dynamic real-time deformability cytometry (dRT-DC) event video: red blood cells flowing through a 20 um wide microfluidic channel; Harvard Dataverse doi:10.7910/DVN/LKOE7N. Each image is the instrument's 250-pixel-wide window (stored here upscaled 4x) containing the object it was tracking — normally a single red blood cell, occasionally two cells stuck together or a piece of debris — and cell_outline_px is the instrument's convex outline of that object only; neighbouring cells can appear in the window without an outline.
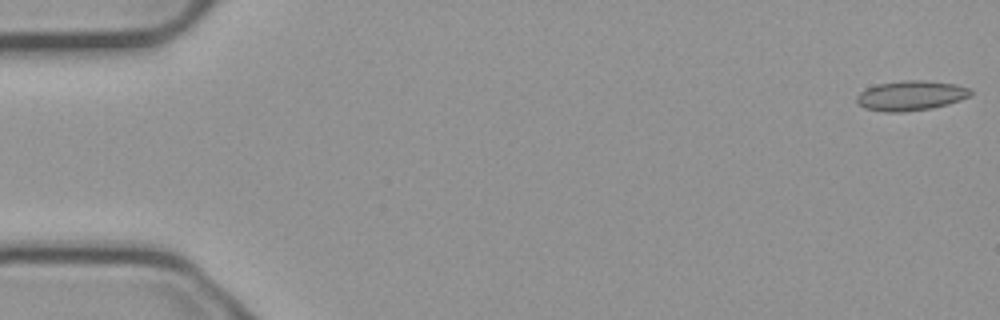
{"species": "common noctule bat (a hibernating species)", "species_latin": "Nyctalus noctula", "temperature_condition": "cold", "stored_images_in_passage": 55, "camera_frame_rate_fps": 3000, "um_per_image_px": 0.085, "animal": {"sex": "male", "body_mass_g": 23.1, "forearm_length_mm": 52.7}, "frame": {"image": 1, "passage_image": 1, "time_ms": 0.0, "image_size_px": [1000, 320], "cell_outline_px": [[972, 92], [968, 96], [960, 100], [948, 104], [932, 108], [900, 112], [884, 112], [864, 108], [856, 100], [856, 96], [860, 92], [876, 84], [904, 80], [920, 80], [956, 84], [968, 88]], "centroid_in_image_um": [77.4, 8.13], "position_along_channel_um": 7.6, "area_um2": 19.65}}
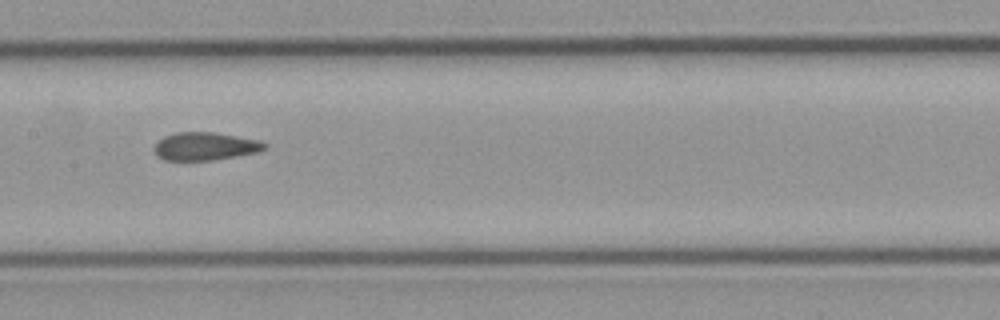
{"frame": {"image": 2, "passage_image": 27, "time_ms": 8.667, "image_size_px": [1000, 320], "cell_outline_px": [[268, 148], [260, 152], [212, 160], [164, 160], [156, 156], [152, 148], [164, 136], [176, 132], [212, 132], [260, 140], [268, 144]], "centroid_in_image_um": [17.45, 12.44], "position_along_channel_um": 189.9, "area_um2": 18.15}}
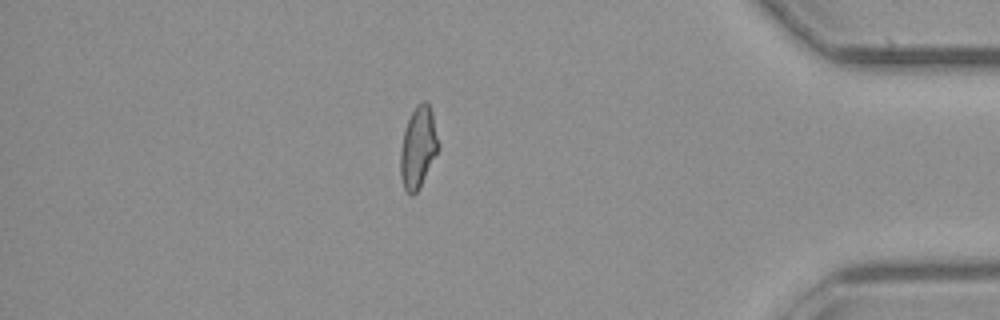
{"frame": {"image": 3, "passage_image": 47, "time_ms": 15.333, "image_size_px": [1000, 320], "cell_outline_px": [[440, 148], [420, 188], [412, 196], [404, 188], [400, 176], [400, 148], [404, 128], [416, 104], [424, 100], [428, 100], [432, 112], [440, 144]], "centroid_in_image_um": [35.55, 12.51], "position_along_channel_um": 399.6, "area_um2": 18.44}, "authors_computed_cell_mechanics": {"area_um2": 18.6116, "velocity_mm_per_s": 3.7535, "shape_relaxation_time_tau1_ms": null, "shape_relaxation_time_tau2_ms": 1.6153, "deformation_change_tau1": null, "deformation_change_tau2": 0.0926}}